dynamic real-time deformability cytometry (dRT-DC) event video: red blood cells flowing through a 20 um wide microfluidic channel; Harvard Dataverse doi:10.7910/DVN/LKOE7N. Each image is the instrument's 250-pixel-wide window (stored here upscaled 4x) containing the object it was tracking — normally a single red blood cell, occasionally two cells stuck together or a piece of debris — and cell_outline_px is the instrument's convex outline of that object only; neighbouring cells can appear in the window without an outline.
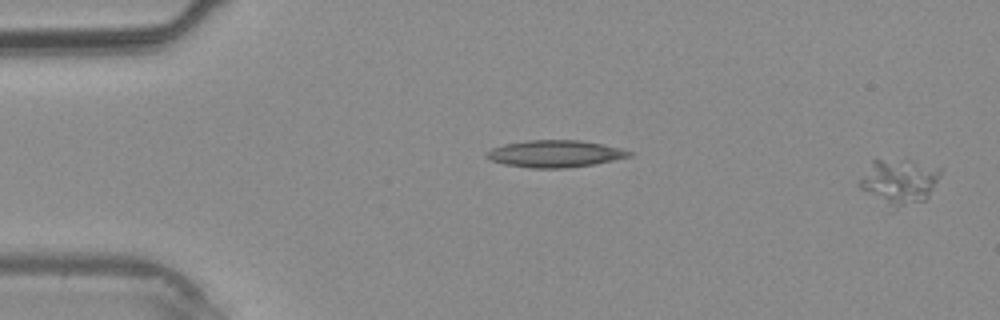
{"species": "common noctule bat (a hibernating species)", "species_latin": "Nyctalus noctula", "temperature_condition": "warm", "stored_images_in_passage": 38, "camera_frame_rate_fps": 3000, "um_per_image_px": 0.085, "animal": {"sex": "male", "body_mass_g": 20.4}, "frame": {"image": 1, "passage_image": 1, "time_ms": 0.0, "image_size_px": [1000, 320], "cell_outline_px": [[944, 168], [940, 176], [928, 196], [924, 200], [892, 212], [860, 188], [856, 184], [872, 160], [876, 156]], "centroid_in_image_um": [76.37, 15.47], "position_along_channel_um": 8.6, "area_um2": 22.02}}
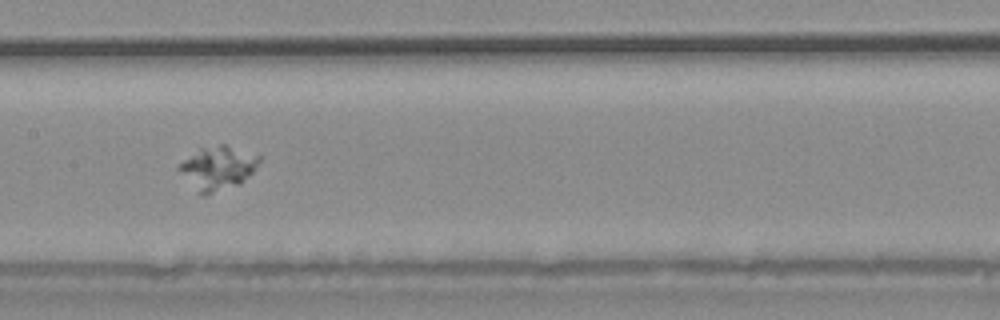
{"frame": {"image": 2, "passage_image": 19, "time_ms": 6.0, "image_size_px": [1000, 320], "cell_outline_px": [[260, 160], [252, 172], [240, 184], [204, 196], [200, 196], [196, 192], [176, 168], [184, 160], [200, 148], [220, 144], [224, 144], [260, 156]], "centroid_in_image_um": [18.47, 14.3], "position_along_channel_um": 188.9, "area_um2": 20.17}}
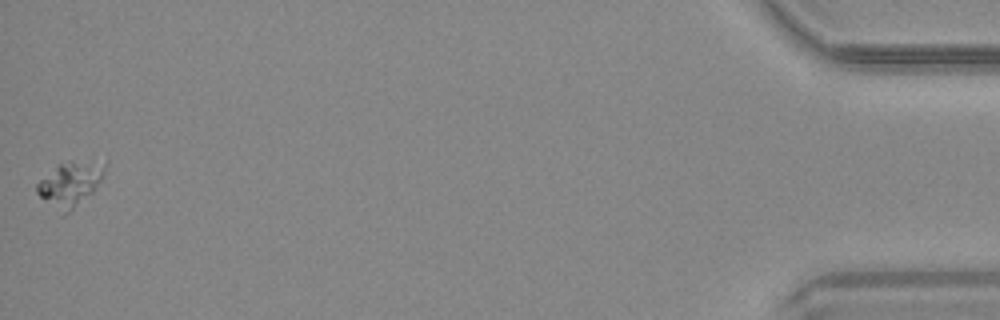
{"frame": {"image": 3, "passage_image": 38, "time_ms": 12.333, "image_size_px": [1000, 320], "cell_outline_px": [[108, 160], [100, 180], [92, 192], [64, 216], [60, 216], [36, 192], [36, 184], [40, 180], [60, 164], [72, 160]], "centroid_in_image_um": [5.97, 15.63], "position_along_channel_um": 429.2, "area_um2": 17.69}}